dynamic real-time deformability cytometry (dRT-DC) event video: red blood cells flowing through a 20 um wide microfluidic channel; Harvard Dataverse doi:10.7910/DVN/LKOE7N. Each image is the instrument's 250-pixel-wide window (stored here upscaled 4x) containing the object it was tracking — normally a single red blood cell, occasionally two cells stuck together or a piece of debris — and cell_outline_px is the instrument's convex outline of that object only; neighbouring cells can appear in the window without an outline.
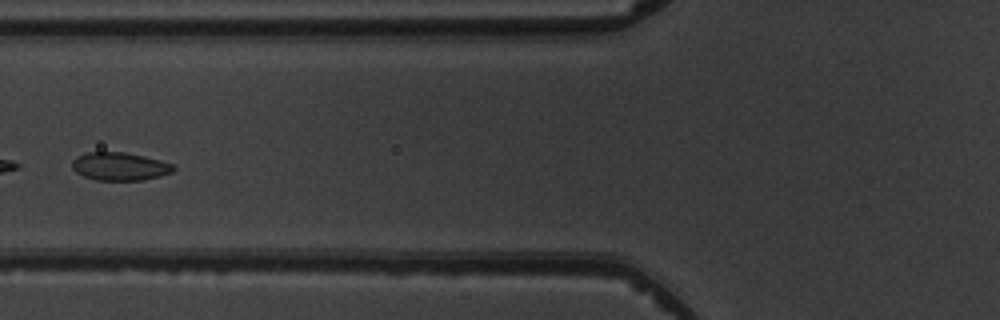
{"species": "common noctule bat (a hibernating species)", "species_latin": "Nyctalus noctula", "temperature_condition": "warm", "stored_images_in_passage": 4, "camera_frame_rate_fps": 3000, "um_per_image_px": 0.085, "animal": {"sex": "male", "body_mass_g": 19.5, "forearm_length_mm": 54.6}, "frame": {"image": 1, "passage_image": 4, "time_ms": 4.333, "image_size_px": [1000, 320], "cell_outline_px": [[176, 168], [172, 172], [160, 176], [144, 180], [96, 180], [84, 176], [76, 172], [72, 168], [72, 160], [76, 156], [88, 152], [124, 152], [144, 156], [160, 160], [172, 164]], "centroid_in_image_um": [10.17, 14.14], "position_along_channel_um": 115.6, "area_um2": 16.59}}